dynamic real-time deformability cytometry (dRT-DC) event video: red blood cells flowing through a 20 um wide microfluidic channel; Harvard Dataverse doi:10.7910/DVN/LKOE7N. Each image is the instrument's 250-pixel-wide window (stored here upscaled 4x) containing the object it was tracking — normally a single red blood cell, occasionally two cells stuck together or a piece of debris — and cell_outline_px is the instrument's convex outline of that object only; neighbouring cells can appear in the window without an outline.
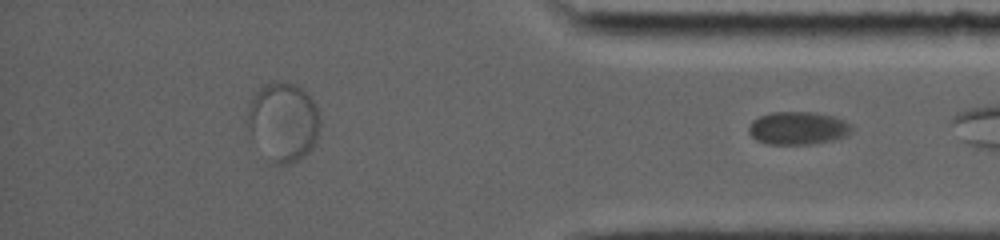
{"species": "common noctule bat (a hibernating species)", "species_latin": "Nyctalus noctula", "temperature_condition": "room temperature", "stored_images_in_passage": 29, "segment_of_instrument_passage": [2, 2], "camera_frame_rate_fps": 5000, "um_per_image_px": 0.085, "animal": {"sex": "female", "body_mass_g": 19.0, "forearm_length_mm": 56.7}, "frame": {"image": 1, "passage_image": 29, "time_ms": 11.4, "image_size_px": [1000, 240], "cell_outline_px": [[852, 132], [844, 136], [832, 140], [812, 144], [768, 144], [756, 140], [748, 132], [748, 128], [752, 120], [760, 116], [772, 112], [816, 112], [832, 116], [844, 120], [852, 124]], "centroid_in_image_um": [67.82, 10.89], "position_along_channel_um": 367.4, "area_um2": 19.83}}